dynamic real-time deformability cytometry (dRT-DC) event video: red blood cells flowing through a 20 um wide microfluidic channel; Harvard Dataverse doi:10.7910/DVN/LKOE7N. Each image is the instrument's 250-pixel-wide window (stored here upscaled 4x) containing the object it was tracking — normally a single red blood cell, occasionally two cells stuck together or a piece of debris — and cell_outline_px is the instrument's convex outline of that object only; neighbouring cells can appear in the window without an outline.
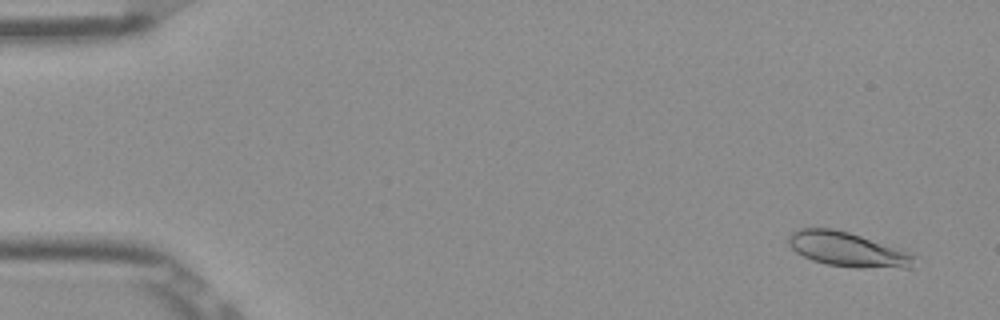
{"species": "Egyptian fruit bat (a non-hibernating species)", "species_latin": "Rousettus aegyptiacus", "temperature_condition": "room temperature", "stored_images_in_passage": 52, "camera_frame_rate_fps": 3000, "um_per_image_px": 0.085, "frame": {"image": 1, "passage_image": 3, "time_ms": 0.667, "image_size_px": [1000, 320], "cell_outline_px": [[912, 268], [856, 268], [824, 264], [812, 260], [796, 252], [788, 244], [788, 236], [792, 232], [800, 228], [832, 228], [848, 232], [904, 248], [912, 256]], "centroid_in_image_um": [72.04, 21.2], "position_along_channel_um": 13.0, "area_um2": 25.55}}
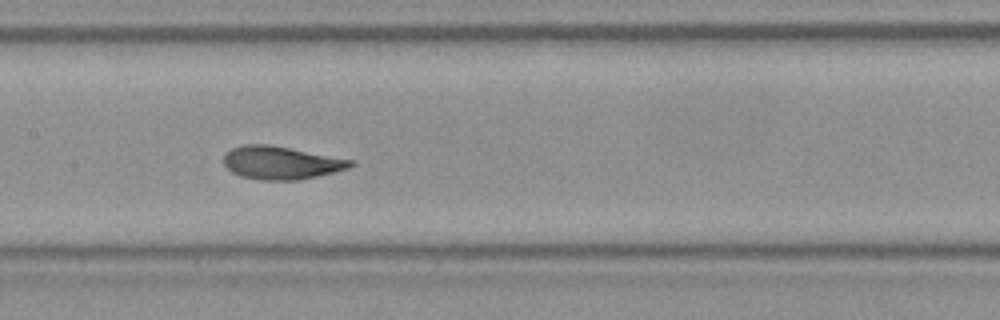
{"frame": {"image": 2, "passage_image": 26, "time_ms": 8.333, "image_size_px": [1000, 320], "cell_outline_px": [[356, 164], [348, 168], [300, 180], [264, 180], [240, 176], [232, 172], [224, 164], [224, 156], [232, 148], [244, 144], [268, 144], [356, 160]], "centroid_in_image_um": [23.92, 13.83], "position_along_channel_um": 183.5, "area_um2": 24.33}}
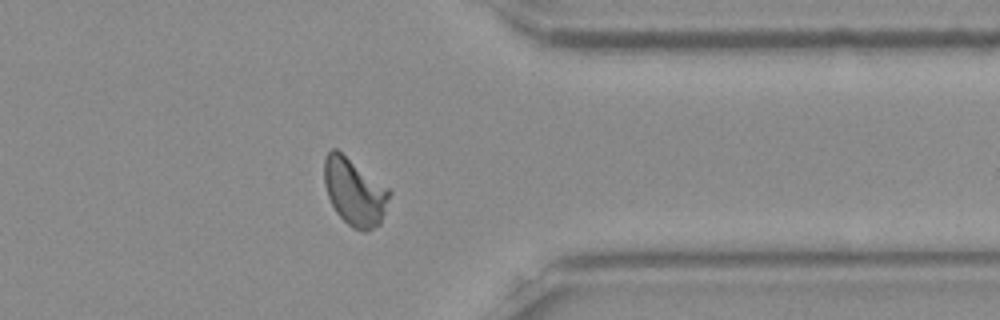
{"frame": {"image": 3, "passage_image": 42, "time_ms": 13.667, "image_size_px": [1000, 320], "cell_outline_px": [[392, 192], [380, 224], [368, 232], [364, 232], [352, 228], [336, 212], [328, 196], [324, 184], [324, 156], [332, 148], [336, 148], [388, 188]], "centroid_in_image_um": [30.13, 16.32], "position_along_channel_um": 381.3, "area_um2": 25.49}, "authors_computed_cell_mechanics": {"area_um2": 24.4205, "velocity_mm_per_s": 3.8729, "shape_relaxation_time_tau1_ms": 3.3226, "shape_relaxation_time_tau2_ms": 0.6004, "deformation_change_tau1": 0.1265, "deformation_change_tau2": 0.0557}}